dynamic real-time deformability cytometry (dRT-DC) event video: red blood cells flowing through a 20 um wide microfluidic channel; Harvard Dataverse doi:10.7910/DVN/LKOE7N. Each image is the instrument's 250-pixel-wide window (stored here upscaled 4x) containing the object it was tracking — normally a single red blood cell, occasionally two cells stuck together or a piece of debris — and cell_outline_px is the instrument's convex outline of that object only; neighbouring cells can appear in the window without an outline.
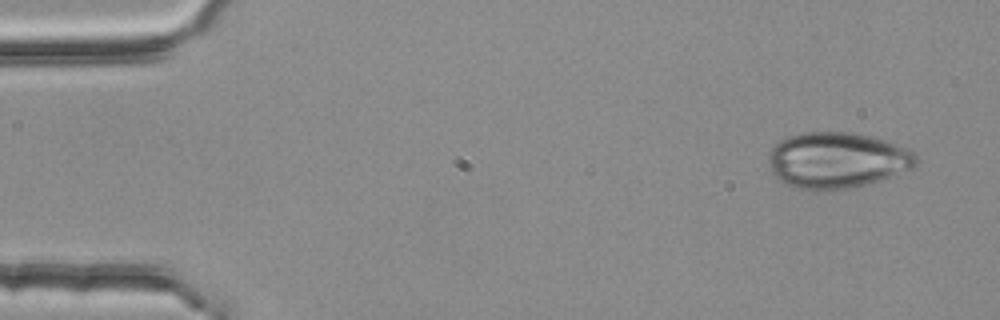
{"species": "common noctule bat (a hibernating species)", "species_latin": "Nyctalus noctula", "temperature_condition": "room temperature", "stored_images_in_passage": 4, "camera_frame_rate_fps": 3000, "um_per_image_px": 0.085, "animal": {"sex": "female", "body_mass_g": 25.1}, "frame": {"image": 1, "passage_image": 1, "time_ms": 0.0, "image_size_px": [1000, 320], "cell_outline_px": [[920, 160], [912, 168], [864, 184], [848, 188], [824, 192], [796, 188], [784, 184], [772, 172], [768, 160], [768, 156], [772, 148], [780, 140], [788, 136], [804, 132], [852, 132], [872, 136], [888, 140], [908, 148], [916, 152]], "centroid_in_image_um": [71.15, 13.61], "position_along_channel_um": 13.8, "area_um2": 48.49}}